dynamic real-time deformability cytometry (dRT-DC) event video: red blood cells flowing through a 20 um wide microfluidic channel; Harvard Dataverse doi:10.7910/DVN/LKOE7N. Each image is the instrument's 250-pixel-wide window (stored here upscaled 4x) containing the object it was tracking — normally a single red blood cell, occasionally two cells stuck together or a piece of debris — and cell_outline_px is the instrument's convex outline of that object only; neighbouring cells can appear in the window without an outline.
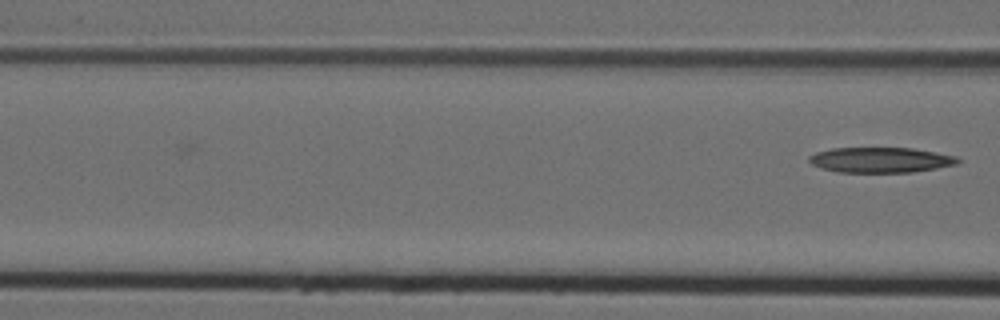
{"species": "Egyptian fruit bat (a non-hibernating species)", "species_latin": "Rousettus aegyptiacus", "temperature_condition": "cold", "stored_images_in_passage": 5, "camera_frame_rate_fps": 3000, "um_per_image_px": 0.085, "animal": {"sex": "female"}, "frame": {"image": 1, "passage_image": 5, "time_ms": 1.333, "image_size_px": [1000, 320], "cell_outline_px": [[960, 160], [956, 164], [936, 168], [912, 172], [836, 172], [820, 168], [812, 164], [808, 160], [808, 156], [816, 152], [832, 148], [912, 148], [956, 156]], "centroid_in_image_um": [74.8, 13.59], "position_along_channel_um": 91.8, "area_um2": 21.85}}